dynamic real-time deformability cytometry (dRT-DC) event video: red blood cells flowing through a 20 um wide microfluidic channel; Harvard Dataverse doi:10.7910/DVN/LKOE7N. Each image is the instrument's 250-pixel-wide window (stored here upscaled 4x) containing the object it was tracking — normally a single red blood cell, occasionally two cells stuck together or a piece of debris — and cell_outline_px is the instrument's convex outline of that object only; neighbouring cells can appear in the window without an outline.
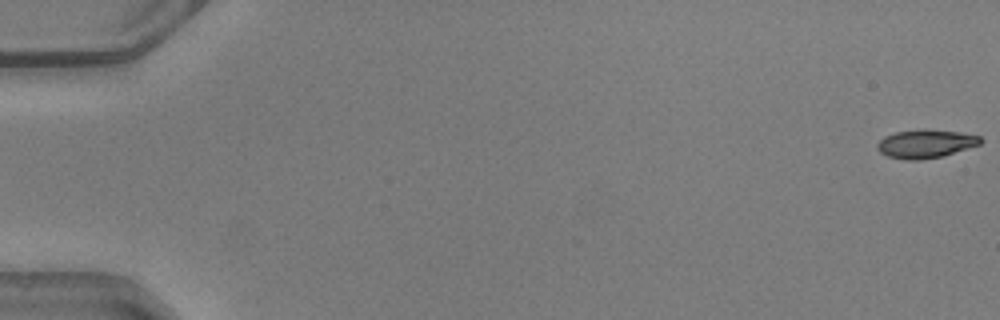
{"species": "common noctule bat (a hibernating species)", "species_latin": "Nyctalus noctula", "temperature_condition": "warm", "stored_images_in_passage": 51, "camera_frame_rate_fps": 3000, "um_per_image_px": 0.085, "animal": {"sex": "male", "body_mass_g": 20.5, "forearm_length_mm": 52.5}, "frame": {"image": 1, "passage_image": 1, "time_ms": 0.0, "image_size_px": [1000, 320], "cell_outline_px": [[984, 140], [980, 144], [944, 156], [920, 160], [908, 160], [888, 156], [880, 152], [876, 148], [876, 144], [884, 136], [896, 132], [924, 128], [960, 132], [980, 136]], "centroid_in_image_um": [78.68, 12.21], "position_along_channel_um": 6.3, "area_um2": 17.28}}
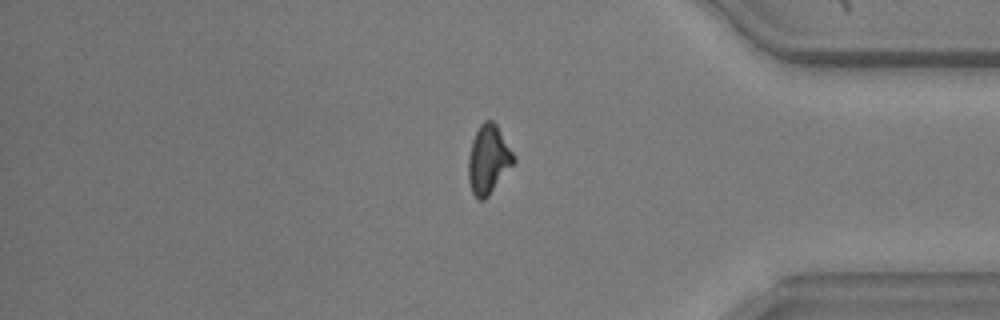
{"frame": {"image": 2, "passage_image": 43, "time_ms": 14.0, "image_size_px": [1000, 320], "cell_outline_px": [[516, 160], [488, 196], [484, 200], [476, 200], [472, 192], [468, 180], [468, 156], [472, 140], [480, 124], [484, 120], [492, 120], [496, 124], [516, 156]], "centroid_in_image_um": [41.5, 13.56], "position_along_channel_um": 393.7, "area_um2": 18.21}}
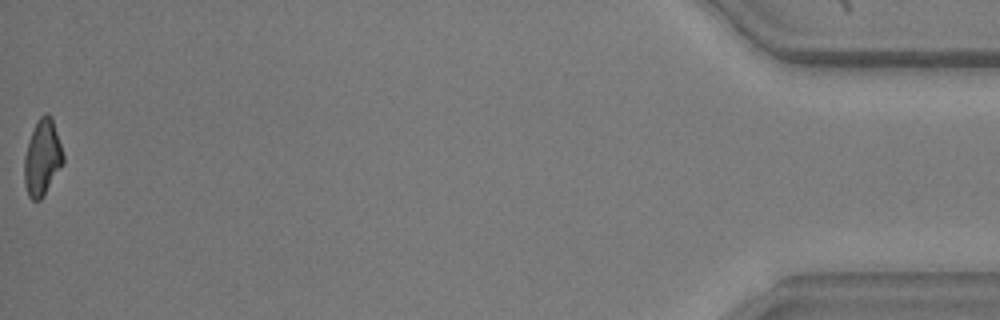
{"frame": {"image": 3, "passage_image": 51, "time_ms": 16.667, "image_size_px": [1000, 320], "cell_outline_px": [[64, 164], [44, 196], [40, 200], [32, 200], [28, 196], [24, 184], [24, 156], [32, 132], [40, 116], [44, 112], [48, 112], [52, 116], [64, 156]], "centroid_in_image_um": [3.61, 13.42], "position_along_channel_um": 431.6, "area_um2": 17.4}, "authors_computed_cell_mechanics": {"area_um2": 17.8024, "velocity_mm_per_s": 4.1332, "shape_relaxation_time_tau1_ms": 4.9431, "shape_relaxation_time_tau2_ms": 2.8387, "deformation_change_tau1": 0.1713, "deformation_change_tau2": 0.0832}}